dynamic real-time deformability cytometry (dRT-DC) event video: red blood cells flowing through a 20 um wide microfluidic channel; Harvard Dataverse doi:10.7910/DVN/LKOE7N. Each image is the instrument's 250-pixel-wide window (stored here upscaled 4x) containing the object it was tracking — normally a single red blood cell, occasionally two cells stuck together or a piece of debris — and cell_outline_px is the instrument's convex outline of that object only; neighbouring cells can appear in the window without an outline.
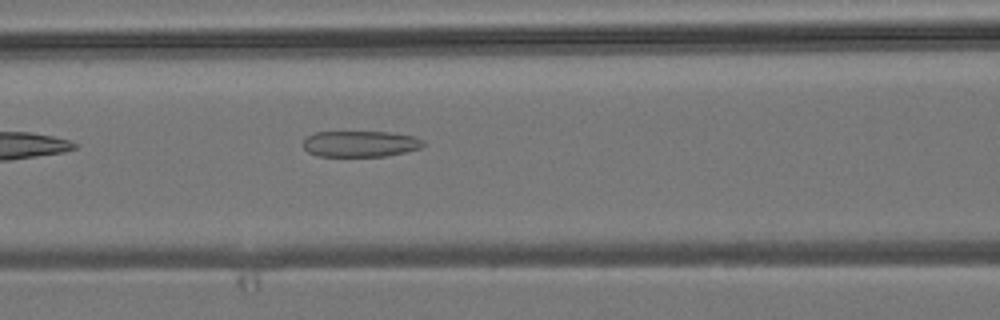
{"species": "common noctule bat (a hibernating species)", "species_latin": "Nyctalus noctula", "temperature_condition": "room temperature", "stored_images_in_passage": 6, "camera_frame_rate_fps": 3000, "um_per_image_px": 0.085, "animal": {"sex": "male", "body_mass_g": 19.2, "forearm_length_mm": 51.8}, "frame": {"image": 1, "passage_image": 6, "time_ms": 6.667, "image_size_px": [1000, 320], "cell_outline_px": [[424, 144], [420, 148], [404, 152], [384, 156], [316, 156], [308, 152], [304, 148], [304, 140], [308, 136], [316, 132], [392, 132], [416, 136], [424, 140]], "centroid_in_image_um": [30.65, 12.22], "position_along_channel_um": 136.0, "area_um2": 18.26}}